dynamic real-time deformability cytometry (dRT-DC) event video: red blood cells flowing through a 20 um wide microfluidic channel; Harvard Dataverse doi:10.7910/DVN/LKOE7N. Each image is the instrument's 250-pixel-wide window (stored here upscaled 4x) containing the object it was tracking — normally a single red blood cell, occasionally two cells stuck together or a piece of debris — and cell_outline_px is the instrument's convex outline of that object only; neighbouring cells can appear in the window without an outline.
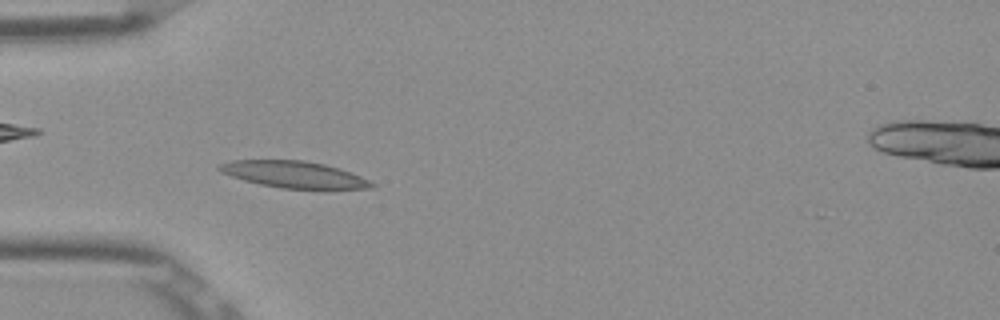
{"species": "Egyptian fruit bat (a non-hibernating species)", "species_latin": "Rousettus aegyptiacus", "temperature_condition": "room temperature", "stored_images_in_passage": 54, "camera_frame_rate_fps": 3000, "um_per_image_px": 0.085, "frame": {"image": 1, "passage_image": 17, "time_ms": 5.333, "image_size_px": [1000, 320], "cell_outline_px": [[376, 184], [372, 188], [328, 192], [280, 188], [260, 184], [244, 180], [220, 172], [216, 168], [220, 164], [232, 160], [304, 160], [324, 164], [340, 168], [360, 176]], "centroid_in_image_um": [25.1, 14.88], "position_along_channel_um": 59.9, "area_um2": 24.68}}
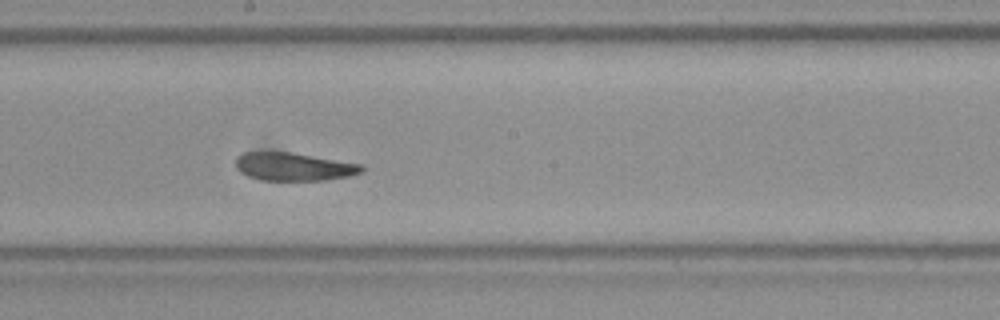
{"frame": {"image": 2, "passage_image": 30, "time_ms": 9.667, "image_size_px": [1000, 320], "cell_outline_px": [[364, 168], [360, 172], [348, 176], [324, 180], [260, 180], [248, 176], [240, 172], [236, 168], [236, 156], [244, 152], [292, 152], [360, 164]], "centroid_in_image_um": [24.91, 14.16], "position_along_channel_um": 223.3, "area_um2": 20.46}}
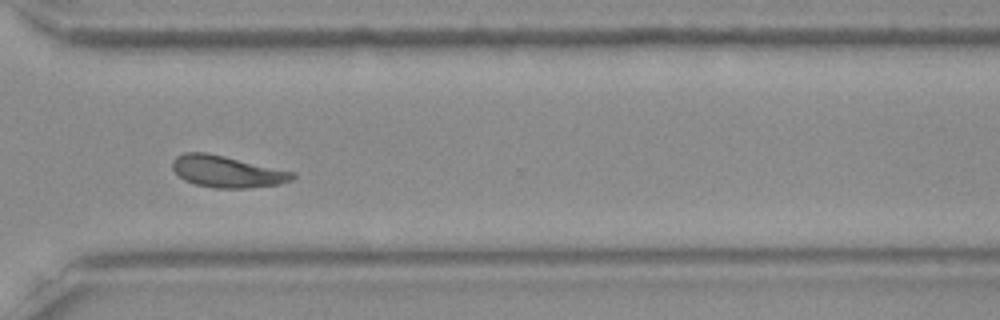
{"frame": {"image": 3, "passage_image": 40, "time_ms": 13.0, "image_size_px": [1000, 320], "cell_outline_px": [[296, 176], [292, 180], [280, 184], [248, 188], [212, 188], [196, 184], [184, 180], [172, 168], [172, 160], [176, 156], [184, 152], [208, 152], [296, 172]], "centroid_in_image_um": [19.31, 14.58], "position_along_channel_um": 351.3, "area_um2": 22.37}, "authors_computed_cell_mechanics": {"area_um2": 22.0796, "velocity_mm_per_s": 3.8426, "shape_relaxation_time_tau1_ms": null, "shape_relaxation_time_tau2_ms": 4.7046, "deformation_change_tau1": null, "deformation_change_tau2": 0.0975}}